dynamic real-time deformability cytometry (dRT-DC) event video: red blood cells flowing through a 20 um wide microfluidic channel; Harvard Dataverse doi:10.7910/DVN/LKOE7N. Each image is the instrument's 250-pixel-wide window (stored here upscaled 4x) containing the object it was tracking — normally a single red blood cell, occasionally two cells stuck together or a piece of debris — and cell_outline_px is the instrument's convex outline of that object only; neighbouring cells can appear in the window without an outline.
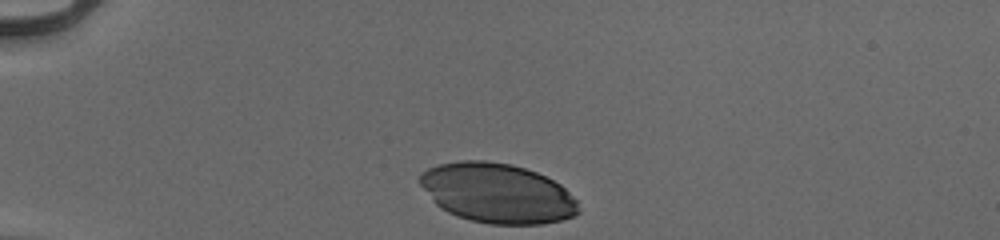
{"species": "human", "species_latin": "Homo sapiens", "temperature_condition": "cold", "stored_images_in_passage": 32, "camera_frame_rate_fps": 3000, "um_per_image_px": 0.085, "donor": {"sex": "male"}, "frame": {"image": 1, "passage_image": 1, "time_ms": 0.0, "image_size_px": [1000, 240], "cell_outline_px": [[580, 212], [572, 216], [560, 220], [540, 224], [488, 224], [456, 216], [440, 208], [432, 200], [416, 180], [420, 172], [428, 168], [440, 164], [460, 160], [484, 160], [512, 164], [536, 172], [560, 184], [576, 200]], "centroid_in_image_um": [42.22, 16.41], "position_along_channel_um": 42.8, "area_um2": 55.26}}
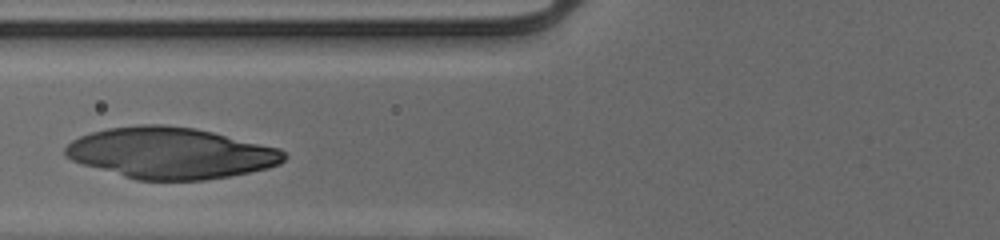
{"frame": {"image": 2, "passage_image": 10, "time_ms": 3.0, "image_size_px": [1000, 240], "cell_outline_px": [[288, 156], [280, 164], [268, 168], [228, 176], [204, 180], [136, 180], [84, 164], [72, 160], [64, 156], [64, 148], [72, 140], [80, 136], [92, 132], [108, 128], [140, 124], [164, 124], [196, 128], [280, 148]], "centroid_in_image_um": [14.51, 13.0], "position_along_channel_um": 111.3, "area_um2": 65.2}}
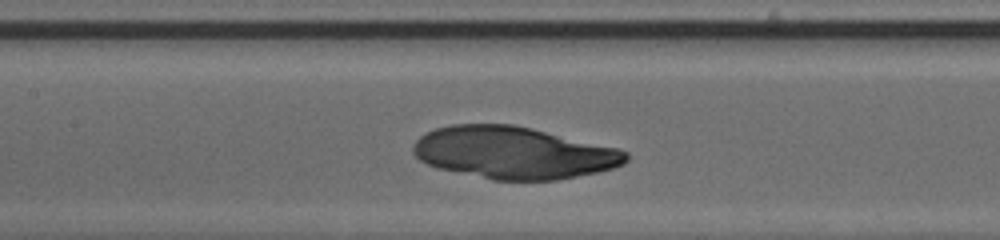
{"frame": {"image": 3, "passage_image": 14, "time_ms": 4.333, "image_size_px": [1000, 240], "cell_outline_px": [[628, 160], [624, 164], [600, 172], [556, 180], [492, 180], [436, 168], [420, 160], [412, 152], [412, 144], [420, 136], [436, 128], [452, 124], [512, 124], [532, 128], [620, 148], [628, 152]], "centroid_in_image_um": [43.67, 12.98], "position_along_channel_um": 163.7, "area_um2": 65.08}}